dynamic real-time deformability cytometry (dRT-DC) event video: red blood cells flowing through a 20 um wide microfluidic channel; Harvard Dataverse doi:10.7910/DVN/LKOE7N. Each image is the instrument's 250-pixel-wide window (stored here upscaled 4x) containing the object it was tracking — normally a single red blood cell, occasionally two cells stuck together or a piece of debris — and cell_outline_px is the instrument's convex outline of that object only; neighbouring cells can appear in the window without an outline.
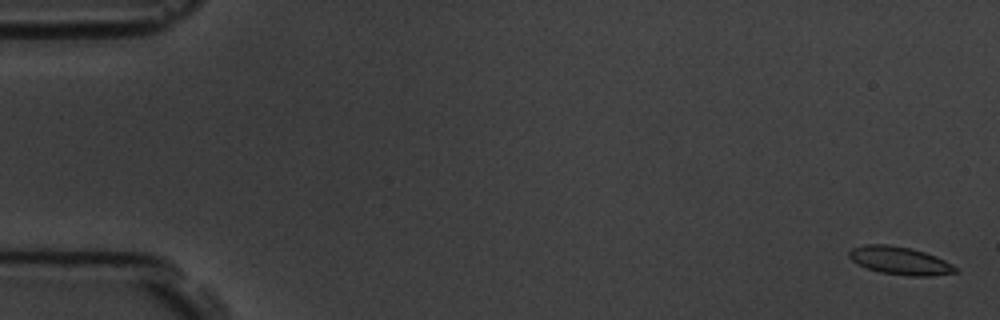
{"species": "common noctule bat (a hibernating species)", "species_latin": "Nyctalus noctula", "temperature_condition": "room temperature", "stored_images_in_passage": 6, "camera_frame_rate_fps": 3000, "um_per_image_px": 0.085, "animal": {"sex": "male", "body_mass_g": 19.5, "forearm_length_mm": 54.6}, "frame": {"image": 1, "passage_image": 1, "time_ms": 0.0, "image_size_px": [1000, 320], "cell_outline_px": [[956, 272], [932, 276], [908, 276], [880, 272], [868, 268], [852, 260], [848, 256], [848, 252], [852, 248], [864, 244], [888, 244], [912, 248], [936, 256], [952, 264], [956, 268]], "centroid_in_image_um": [76.48, 22.14], "position_along_channel_um": 8.5, "area_um2": 17.22}}
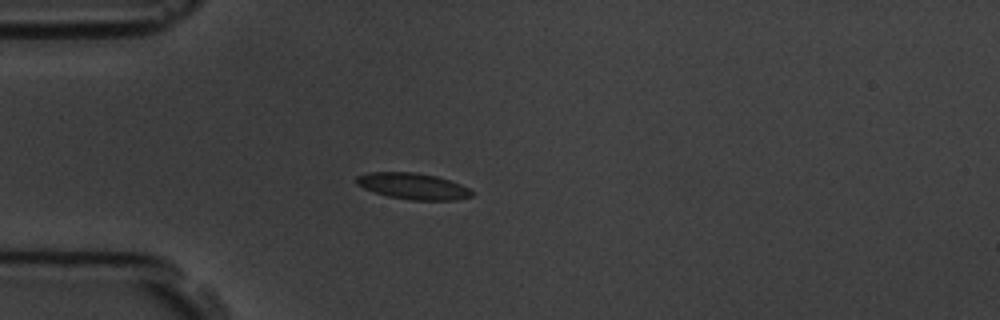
{"frame": {"image": 2, "passage_image": 5, "time_ms": 4.667, "image_size_px": [1000, 320], "cell_outline_px": [[472, 196], [456, 200], [412, 200], [388, 196], [364, 188], [356, 184], [356, 176], [368, 172], [416, 172], [436, 176], [460, 184], [468, 188], [472, 192]], "centroid_in_image_um": [35.09, 15.82], "position_along_channel_um": 49.9, "area_um2": 17.51}}